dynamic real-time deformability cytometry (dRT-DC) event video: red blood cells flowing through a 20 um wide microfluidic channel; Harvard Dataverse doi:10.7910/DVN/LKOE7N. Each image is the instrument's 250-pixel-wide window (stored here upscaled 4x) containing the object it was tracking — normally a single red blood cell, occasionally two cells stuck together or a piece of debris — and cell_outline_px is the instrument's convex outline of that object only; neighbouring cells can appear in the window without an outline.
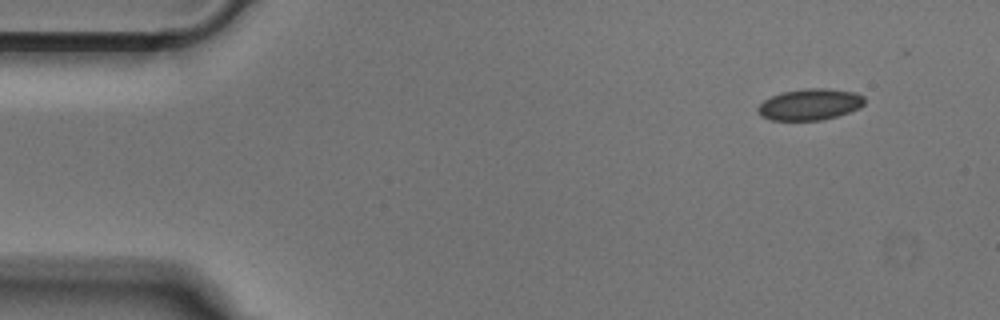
{"species": "Egyptian fruit bat (a non-hibernating species)", "species_latin": "Rousettus aegyptiacus", "temperature_condition": "cold", "stored_images_in_passage": 47, "camera_frame_rate_fps": 3000, "um_per_image_px": 0.085, "animal": {"sex": "male"}, "frame": {"image": 1, "passage_image": 1, "time_ms": 0.0, "image_size_px": [1000, 320], "cell_outline_px": [[864, 104], [860, 108], [824, 120], [772, 120], [760, 116], [756, 108], [764, 100], [772, 96], [784, 92], [808, 88], [828, 88], [852, 92], [864, 96]], "centroid_in_image_um": [68.84, 8.88], "position_along_channel_um": 16.2, "area_um2": 19.36}}
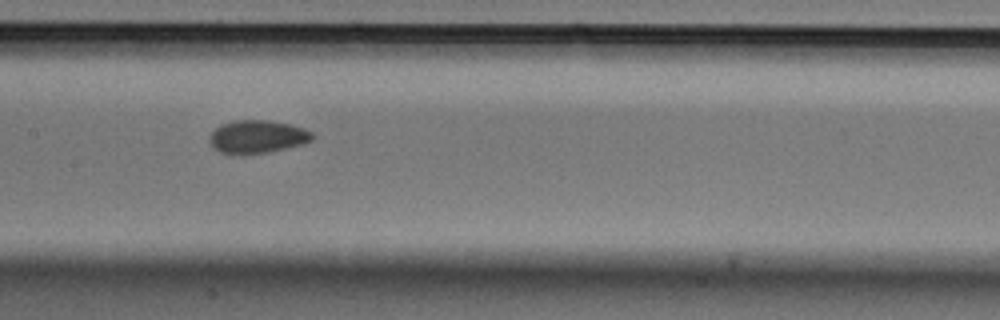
{"frame": {"image": 2, "passage_image": 21, "time_ms": 6.667, "image_size_px": [1000, 320], "cell_outline_px": [[312, 140], [304, 144], [268, 152], [244, 156], [232, 156], [220, 152], [212, 148], [208, 144], [208, 136], [220, 124], [236, 120], [268, 120], [288, 124], [304, 128], [312, 132]], "centroid_in_image_um": [21.79, 11.66], "position_along_channel_um": 185.6, "area_um2": 20.35}}
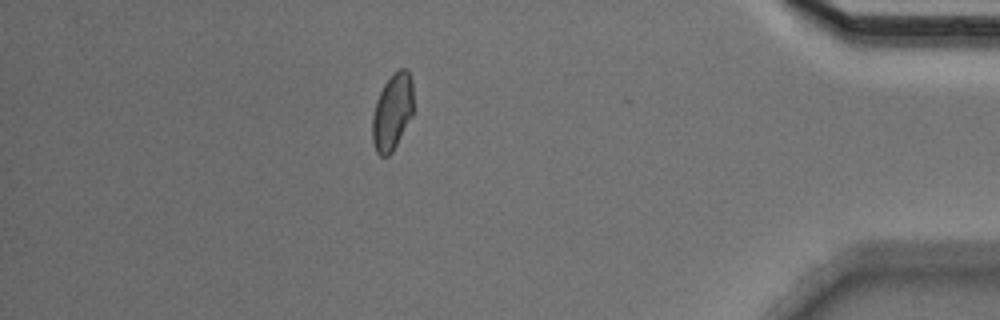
{"frame": {"image": 3, "passage_image": 41, "time_ms": 13.333, "image_size_px": [1000, 320], "cell_outline_px": [[412, 116], [392, 152], [388, 156], [380, 156], [376, 152], [372, 140], [372, 116], [376, 100], [384, 84], [400, 68], [408, 68], [412, 80]], "centroid_in_image_um": [33.34, 9.52], "position_along_channel_um": 401.9, "area_um2": 18.21}}